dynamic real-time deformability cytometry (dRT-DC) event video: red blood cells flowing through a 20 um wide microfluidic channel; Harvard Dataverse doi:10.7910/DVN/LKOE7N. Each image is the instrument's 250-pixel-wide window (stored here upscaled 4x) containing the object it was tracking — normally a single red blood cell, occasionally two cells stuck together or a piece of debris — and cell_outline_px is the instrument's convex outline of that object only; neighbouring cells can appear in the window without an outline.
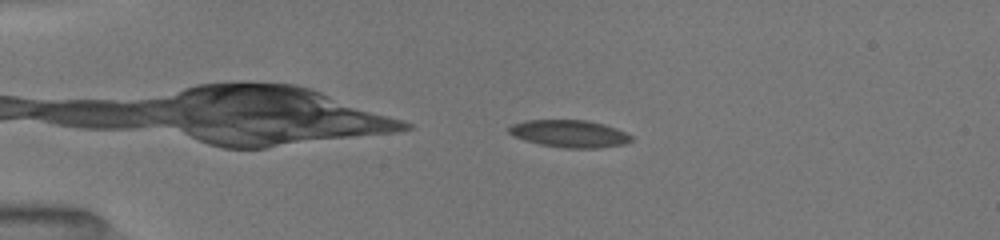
{"species": "common noctule bat (a hibernating species)", "species_latin": "Nyctalus noctula", "temperature_condition": "room temperature", "stored_images_in_passage": 3, "camera_frame_rate_fps": 3000, "um_per_image_px": 0.085, "animal": {"sex": "female", "body_mass_g": 19.5, "forearm_length_mm": 54.1}, "frame": {"image": 1, "passage_image": 3, "time_ms": 2.333, "image_size_px": [1000, 240], "cell_outline_px": [[632, 140], [624, 144], [600, 148], [564, 148], [540, 144], [524, 140], [512, 136], [508, 132], [508, 128], [512, 124], [524, 120], [588, 120], [604, 124], [616, 128], [632, 136]], "centroid_in_image_um": [48.38, 11.36], "position_along_channel_um": 36.6, "area_um2": 19.59}}